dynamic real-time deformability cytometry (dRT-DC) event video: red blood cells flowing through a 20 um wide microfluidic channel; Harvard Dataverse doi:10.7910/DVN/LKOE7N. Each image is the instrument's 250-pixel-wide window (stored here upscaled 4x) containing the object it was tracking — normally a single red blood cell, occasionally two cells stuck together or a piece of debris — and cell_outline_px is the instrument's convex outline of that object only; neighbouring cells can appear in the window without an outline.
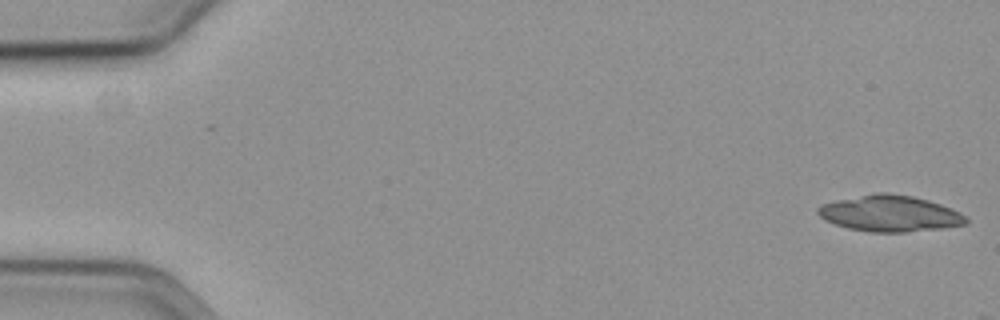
{"species": "common noctule bat (a hibernating species)", "species_latin": "Nyctalus noctula", "temperature_condition": "cold", "stored_images_in_passage": 6, "camera_frame_rate_fps": 3000, "um_per_image_px": 0.085, "animal": {"sex": "female", "body_mass_g": 19.3, "forearm_length_mm": 54.1}, "frame": {"image": 1, "passage_image": 1, "time_ms": 0.0, "image_size_px": [1000, 320], "cell_outline_px": [[968, 224], [944, 228], [908, 232], [872, 232], [848, 228], [824, 220], [816, 212], [816, 208], [820, 204], [836, 200], [872, 192], [888, 192], [912, 196], [928, 200], [952, 208], [960, 212], [968, 220]], "centroid_in_image_um": [75.63, 18.14], "position_along_channel_um": 9.4, "area_um2": 31.56}}